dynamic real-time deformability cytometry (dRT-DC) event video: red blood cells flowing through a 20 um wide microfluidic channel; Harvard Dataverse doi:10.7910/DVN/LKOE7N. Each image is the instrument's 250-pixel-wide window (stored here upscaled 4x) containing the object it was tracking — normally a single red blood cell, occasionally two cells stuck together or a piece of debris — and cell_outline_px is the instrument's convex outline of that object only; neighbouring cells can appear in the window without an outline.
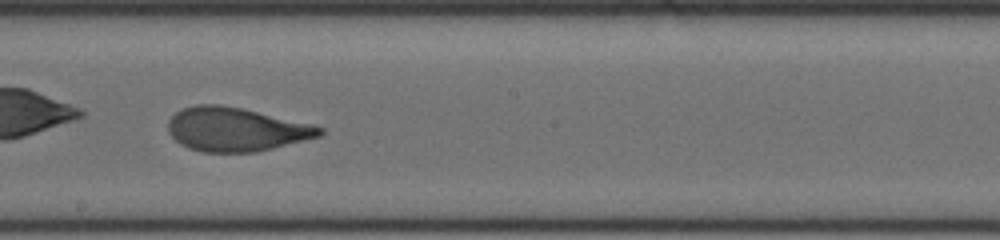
{"species": "human", "species_latin": "Homo sapiens", "temperature_condition": "cold", "stored_images_in_passage": 43, "camera_frame_rate_fps": 3000, "um_per_image_px": 0.085, "donor": {"sex": "male"}, "frame": {"image": 1, "passage_image": 25, "time_ms": 8.0, "image_size_px": [1000, 240], "cell_outline_px": [[324, 132], [320, 136], [256, 152], [200, 152], [188, 148], [180, 144], [168, 132], [168, 120], [176, 112], [184, 108], [196, 104], [220, 104], [240, 108], [312, 124], [324, 128]], "centroid_in_image_um": [20.02, 11.0], "position_along_channel_um": 228.2, "area_um2": 38.49}, "authors_computed_cell_mechanics": {"area_um2": 38.8416, "velocity_mm_per_s": 3.5883, "shape_relaxation_time_tau1_ms": 4.3342, "shape_relaxation_time_tau2_ms": 1.003, "deformation_change_tau1": 0.1951, "deformation_change_tau2": 0.0754}}